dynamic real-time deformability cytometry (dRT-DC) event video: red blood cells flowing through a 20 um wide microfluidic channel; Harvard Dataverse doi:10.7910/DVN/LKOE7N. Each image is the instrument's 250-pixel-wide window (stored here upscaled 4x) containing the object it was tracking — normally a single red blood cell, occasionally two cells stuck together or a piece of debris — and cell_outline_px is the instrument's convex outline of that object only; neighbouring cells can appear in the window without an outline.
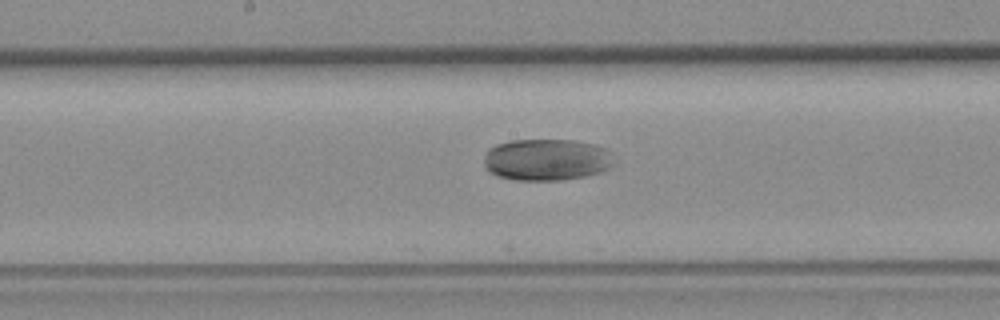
{"species": "common noctule bat (a hibernating species)", "species_latin": "Nyctalus noctula", "temperature_condition": "room temperature", "stored_images_in_passage": 26, "camera_frame_rate_fps": 3000, "um_per_image_px": 0.085, "animal": {"sex": "female", "body_mass_g": 19.3, "forearm_length_mm": 54.1}, "frame": {"image": 1, "passage_image": 22, "time_ms": 7.0, "image_size_px": [1000, 320], "cell_outline_px": [[612, 168], [588, 176], [560, 180], [512, 180], [496, 176], [488, 172], [484, 164], [484, 156], [488, 148], [496, 144], [512, 140], [572, 140], [592, 144], [608, 148], [612, 164]], "centroid_in_image_um": [46.42, 13.58], "position_along_channel_um": 201.8, "area_um2": 31.91}}